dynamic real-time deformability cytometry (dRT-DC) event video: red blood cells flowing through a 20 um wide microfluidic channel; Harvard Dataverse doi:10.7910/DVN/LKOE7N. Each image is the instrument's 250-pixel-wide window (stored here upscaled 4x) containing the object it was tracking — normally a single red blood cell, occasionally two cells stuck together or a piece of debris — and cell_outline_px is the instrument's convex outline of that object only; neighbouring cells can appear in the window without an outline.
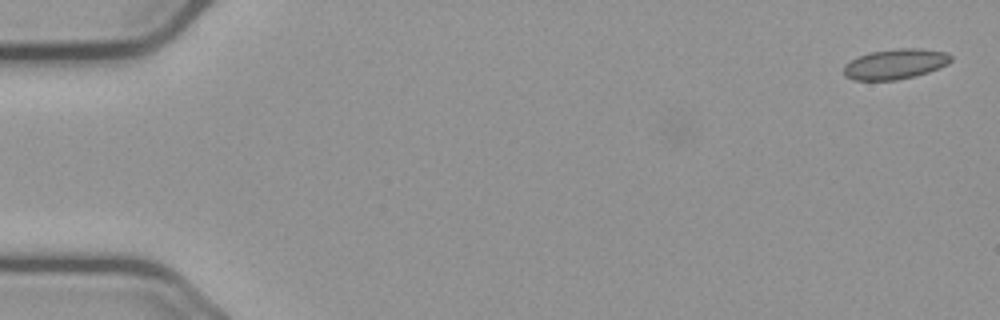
{"species": "common noctule bat (a hibernating species)", "species_latin": "Nyctalus noctula", "temperature_condition": "cold", "stored_images_in_passage": 9, "camera_frame_rate_fps": 3000, "um_per_image_px": 0.085, "animal": {"sex": "male", "body_mass_g": 23.1, "forearm_length_mm": 52.7}, "frame": {"image": 1, "passage_image": 1, "time_ms": 0.0, "image_size_px": [1000, 320], "cell_outline_px": [[952, 60], [948, 64], [928, 72], [916, 76], [896, 80], [852, 80], [844, 76], [844, 64], [868, 52], [896, 48], [920, 48], [948, 52], [952, 56]], "centroid_in_image_um": [76.11, 5.44], "position_along_channel_um": 8.9, "area_um2": 19.07}}